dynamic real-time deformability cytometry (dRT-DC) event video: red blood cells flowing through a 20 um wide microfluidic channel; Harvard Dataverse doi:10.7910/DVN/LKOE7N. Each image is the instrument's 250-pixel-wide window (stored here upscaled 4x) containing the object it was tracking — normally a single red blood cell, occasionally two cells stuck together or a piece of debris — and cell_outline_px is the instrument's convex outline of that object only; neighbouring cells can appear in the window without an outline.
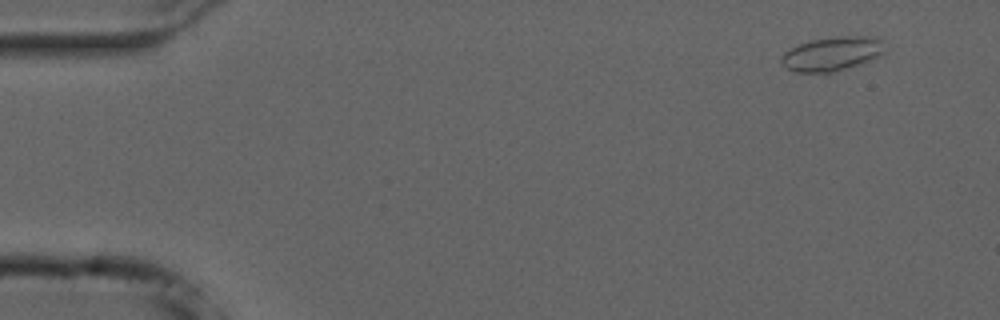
{"species": "common noctule bat (a hibernating species)", "species_latin": "Nyctalus noctula", "temperature_condition": "cold", "stored_images_in_passage": 52, "camera_frame_rate_fps": 3000, "um_per_image_px": 0.085, "animal": {"sex": "male", "forearm_length_mm": 52.5}, "frame": {"image": 1, "passage_image": 3, "time_ms": 0.667, "image_size_px": [1000, 320], "cell_outline_px": [[884, 56], [828, 76], [796, 72], [788, 68], [780, 60], [780, 56], [784, 52], [800, 44], [812, 40], [836, 36], [872, 36], [880, 40], [884, 52]], "centroid_in_image_um": [70.74, 4.63], "position_along_channel_um": 14.3, "area_um2": 21.33}}
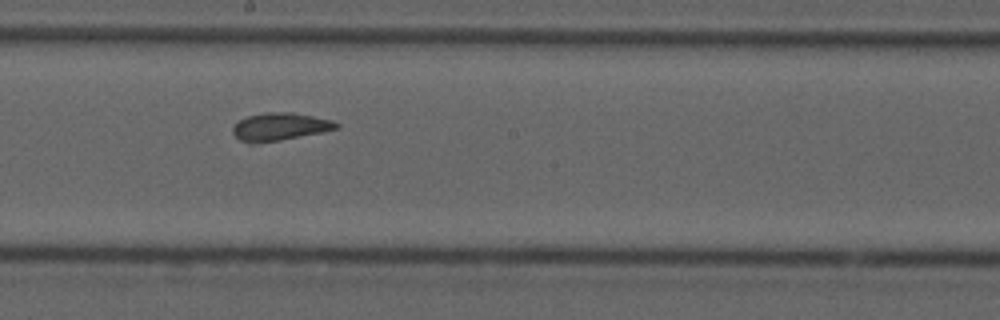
{"frame": {"image": 2, "passage_image": 29, "time_ms": 9.333, "image_size_px": [1000, 320], "cell_outline_px": [[340, 128], [324, 132], [260, 144], [240, 140], [232, 132], [232, 128], [240, 120], [248, 116], [264, 112], [292, 112], [332, 120], [340, 124]], "centroid_in_image_um": [23.82, 10.77], "position_along_channel_um": 224.4, "area_um2": 16.82}}
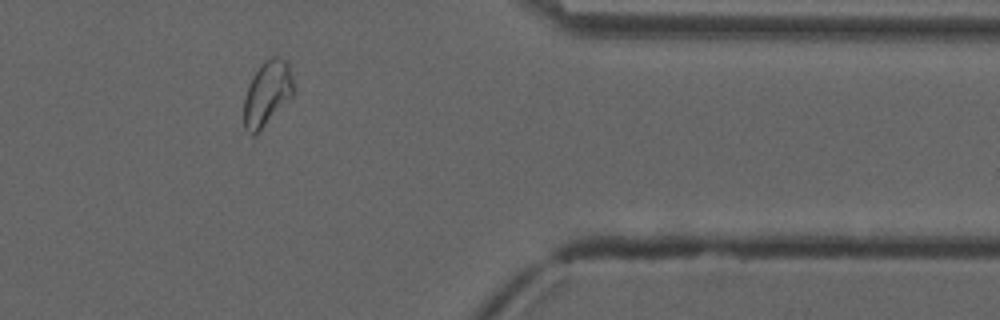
{"frame": {"image": 3, "passage_image": 44, "time_ms": 14.333, "image_size_px": [1000, 320], "cell_outline_px": [[292, 96], [256, 136], [252, 136], [244, 128], [244, 96], [248, 84], [252, 76], [260, 64], [264, 60], [272, 56], [276, 56], [284, 60], [288, 64], [292, 76]], "centroid_in_image_um": [22.66, 7.96], "position_along_channel_um": 388.7, "area_um2": 18.84}, "authors_computed_cell_mechanics": {"area_um2": 17.6579, "velocity_mm_per_s": 3.709, "shape_relaxation_time_tau1_ms": 11.1619, "shape_relaxation_time_tau2_ms": 1.3905, "deformation_change_tau1": 0.1588, "deformation_change_tau2": 0.0605}}